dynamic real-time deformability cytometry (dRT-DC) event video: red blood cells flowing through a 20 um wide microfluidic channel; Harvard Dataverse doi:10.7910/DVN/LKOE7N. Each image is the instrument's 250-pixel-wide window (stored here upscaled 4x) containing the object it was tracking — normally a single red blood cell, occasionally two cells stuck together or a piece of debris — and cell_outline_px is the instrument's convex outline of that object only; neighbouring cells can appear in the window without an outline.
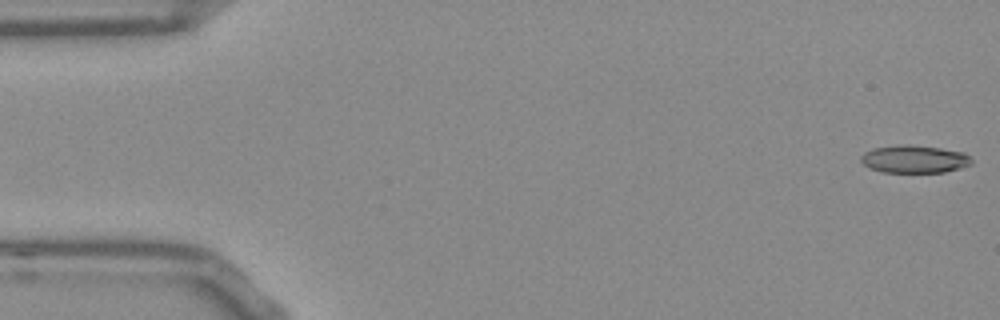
{"species": "Egyptian fruit bat (a non-hibernating species)", "species_latin": "Rousettus aegyptiacus", "temperature_condition": "room temperature", "stored_images_in_passage": 53, "camera_frame_rate_fps": 3000, "um_per_image_px": 0.085, "frame": {"image": 1, "passage_image": 1, "time_ms": 0.0, "image_size_px": [1000, 320], "cell_outline_px": [[972, 164], [960, 168], [944, 172], [884, 172], [872, 168], [864, 164], [860, 160], [860, 156], [864, 152], [872, 148], [904, 144], [912, 144], [940, 148], [964, 152], [972, 160]], "centroid_in_image_um": [77.72, 13.51], "position_along_channel_um": 7.3, "area_um2": 17.86}}
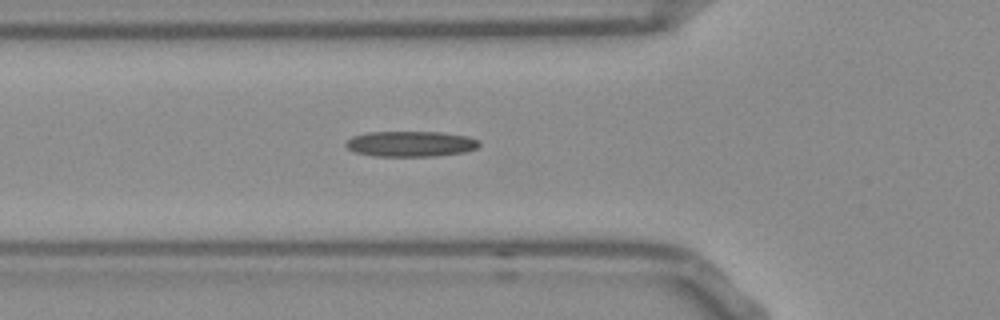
{"frame": {"image": 2, "passage_image": 18, "time_ms": 5.667, "image_size_px": [1000, 320], "cell_outline_px": [[480, 144], [476, 148], [464, 152], [436, 156], [372, 156], [356, 152], [348, 148], [344, 144], [352, 136], [364, 132], [440, 132], [468, 136], [480, 140]], "centroid_in_image_um": [34.91, 12.22], "position_along_channel_um": 90.9, "area_um2": 19.94}}
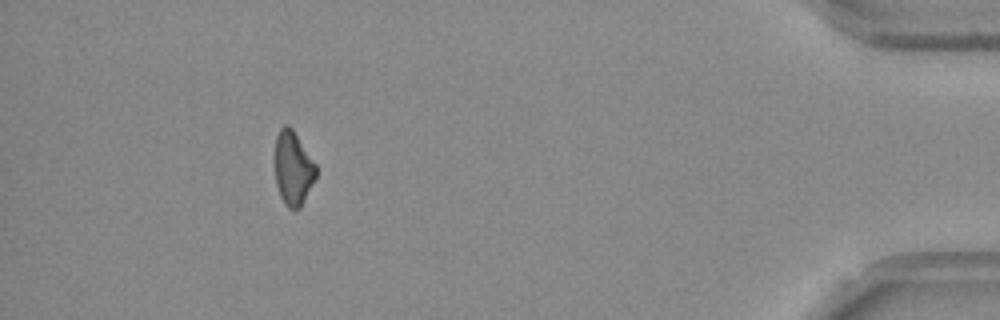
{"frame": {"image": 3, "passage_image": 48, "time_ms": 15.667, "image_size_px": [1000, 320], "cell_outline_px": [[316, 176], [300, 208], [288, 208], [284, 204], [280, 196], [276, 184], [276, 136], [280, 128], [284, 124], [288, 124], [292, 128], [316, 164]], "centroid_in_image_um": [24.91, 14.29], "position_along_channel_um": 410.3, "area_um2": 17.46}}